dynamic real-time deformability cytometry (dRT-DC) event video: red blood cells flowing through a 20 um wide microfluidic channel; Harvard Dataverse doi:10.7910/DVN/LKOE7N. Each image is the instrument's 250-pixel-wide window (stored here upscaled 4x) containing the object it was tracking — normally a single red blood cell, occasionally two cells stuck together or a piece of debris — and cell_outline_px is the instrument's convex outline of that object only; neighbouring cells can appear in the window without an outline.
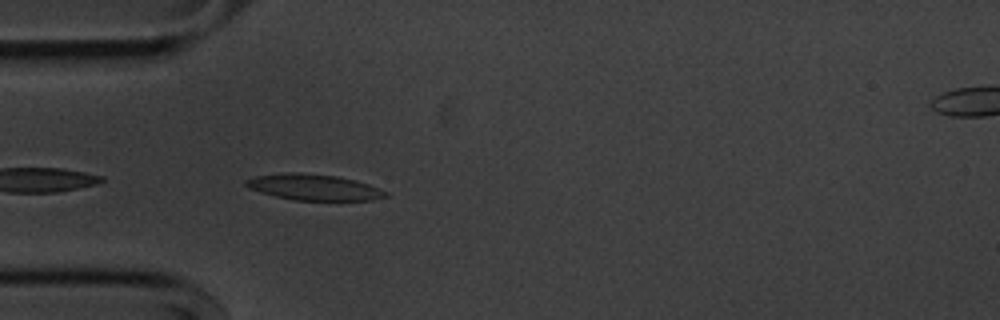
{"species": "common noctule bat (a hibernating species)", "species_latin": "Nyctalus noctula", "temperature_condition": "cold", "stored_images_in_passage": 11, "camera_frame_rate_fps": 3000, "um_per_image_px": 0.085, "animal": {"sex": "male", "body_mass_g": 20.1, "forearm_length_mm": 53.5}, "frame": {"image": 1, "passage_image": 2, "time_ms": 0.333, "image_size_px": [1000, 320], "cell_outline_px": [[388, 196], [372, 200], [296, 200], [276, 196], [260, 192], [248, 188], [244, 184], [244, 180], [256, 176], [288, 172], [292, 172], [336, 176], [368, 184], [388, 192]], "centroid_in_image_um": [26.65, 15.92], "position_along_channel_um": 58.4, "area_um2": 20.87}}
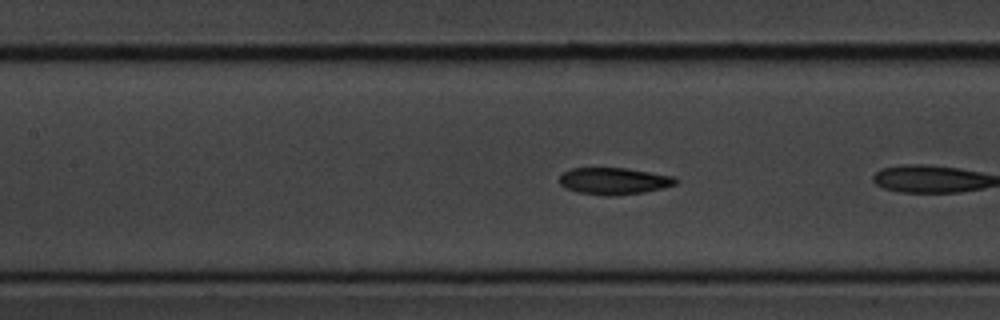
{"frame": {"image": 2, "passage_image": 8, "time_ms": 2.333, "image_size_px": [1000, 320], "cell_outline_px": [[680, 180], [676, 184], [644, 192], [612, 196], [608, 196], [580, 192], [564, 188], [560, 184], [560, 176], [564, 172], [572, 168], [624, 168], [672, 176]], "centroid_in_image_um": [52.17, 15.39], "position_along_channel_um": 155.2, "area_um2": 17.92}}